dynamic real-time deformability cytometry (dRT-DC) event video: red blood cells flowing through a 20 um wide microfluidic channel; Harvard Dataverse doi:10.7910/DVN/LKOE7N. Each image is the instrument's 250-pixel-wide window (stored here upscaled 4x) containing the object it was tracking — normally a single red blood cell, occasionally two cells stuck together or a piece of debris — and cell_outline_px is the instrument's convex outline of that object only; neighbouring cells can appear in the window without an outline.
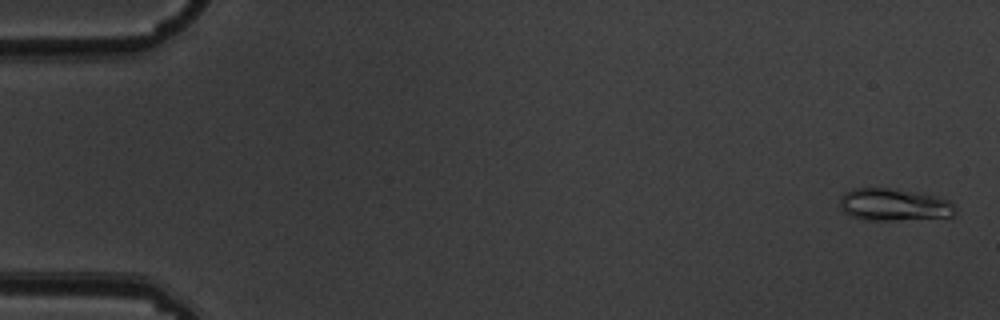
{"species": "common noctule bat (a hibernating species)", "species_latin": "Nyctalus noctula", "temperature_condition": "warm", "stored_images_in_passage": 6, "camera_frame_rate_fps": 3000, "um_per_image_px": 0.085, "animal": {"sex": "male", "body_mass_g": 19.5, "forearm_length_mm": 54.6}, "frame": {"image": 1, "passage_image": 1, "time_ms": 0.0, "image_size_px": [1000, 320], "cell_outline_px": [[956, 208], [952, 216], [892, 220], [864, 220], [852, 216], [844, 212], [840, 208], [840, 196], [844, 192], [852, 188], [888, 188], [916, 192], [936, 196], [952, 200], [956, 204]], "centroid_in_image_um": [75.97, 17.39], "position_along_channel_um": 9.0, "area_um2": 21.79}}